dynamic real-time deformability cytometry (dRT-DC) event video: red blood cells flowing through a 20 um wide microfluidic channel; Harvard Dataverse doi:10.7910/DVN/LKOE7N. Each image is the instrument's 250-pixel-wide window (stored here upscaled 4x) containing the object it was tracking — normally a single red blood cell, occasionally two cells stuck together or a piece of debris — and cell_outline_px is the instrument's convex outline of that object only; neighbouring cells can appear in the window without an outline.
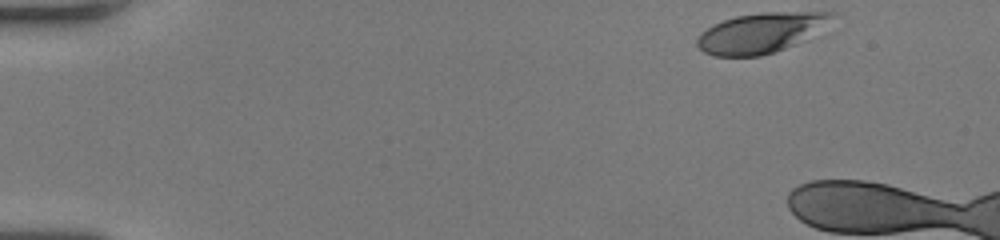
{"species": "human", "species_latin": "Homo sapiens", "temperature_condition": "room temperature", "stored_images_in_passage": 10, "camera_frame_rate_fps": 3000, "um_per_image_px": 0.085, "donor": {"sex": "female"}, "frame": {"image": 1, "passage_image": 1, "time_ms": 0.0, "image_size_px": [1000, 240], "cell_outline_px": [[832, 16], [808, 40], [760, 56], [712, 56], [704, 52], [696, 44], [696, 40], [700, 32], [724, 20], [736, 16], [764, 12], [832, 12]], "centroid_in_image_um": [64.61, 2.8], "position_along_channel_um": 20.4, "area_um2": 30.98}}